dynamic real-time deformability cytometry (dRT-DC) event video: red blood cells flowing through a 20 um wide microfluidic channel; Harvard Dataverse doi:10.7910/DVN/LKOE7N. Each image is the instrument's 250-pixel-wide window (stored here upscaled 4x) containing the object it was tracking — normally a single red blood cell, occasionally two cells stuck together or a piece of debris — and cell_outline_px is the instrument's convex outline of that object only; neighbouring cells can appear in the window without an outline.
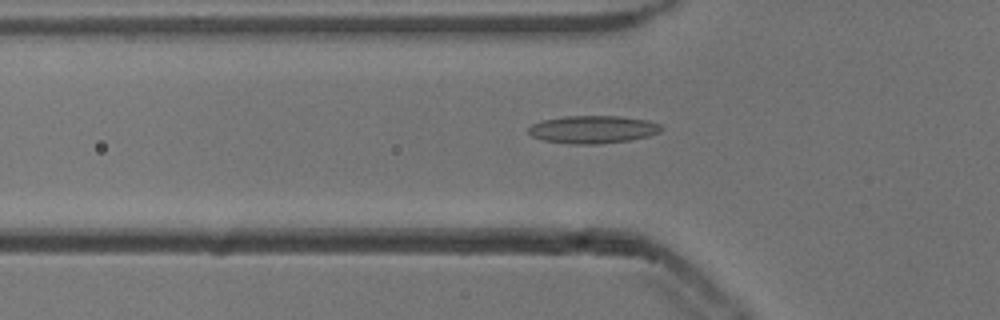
{"species": "common noctule bat (a hibernating species)", "species_latin": "Nyctalus noctula", "temperature_condition": "cold", "stored_images_in_passage": 54, "camera_frame_rate_fps": 3000, "um_per_image_px": 0.085, "animal": {"sex": "male", "body_mass_g": 13.3}, "frame": {"image": 1, "passage_image": 18, "time_ms": 5.667, "image_size_px": [1000, 320], "cell_outline_px": [[664, 128], [660, 132], [648, 136], [628, 140], [596, 144], [568, 144], [544, 140], [532, 136], [528, 132], [528, 128], [532, 124], [544, 120], [564, 116], [616, 116], [648, 120], [660, 124]], "centroid_in_image_um": [50.4, 11.0], "position_along_channel_um": 75.4, "area_um2": 21.39}}
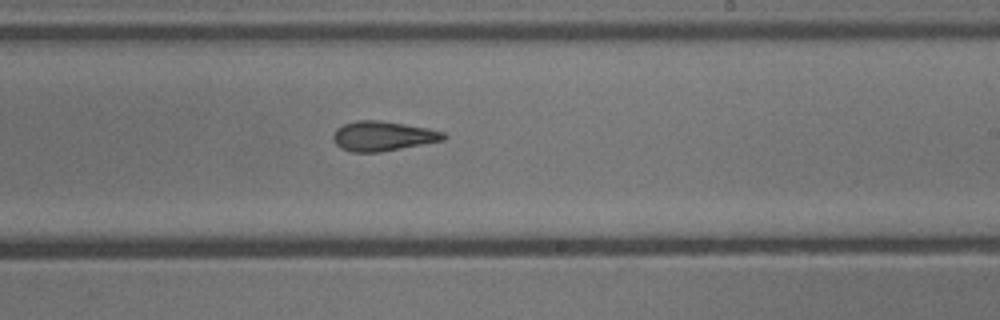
{"frame": {"image": 2, "passage_image": 32, "time_ms": 10.333, "image_size_px": [1000, 320], "cell_outline_px": [[448, 136], [444, 140], [380, 152], [352, 152], [340, 148], [332, 140], [332, 136], [336, 128], [344, 124], [356, 120], [380, 120], [404, 124], [444, 132]], "centroid_in_image_um": [32.5, 11.57], "position_along_channel_um": 256.5, "area_um2": 19.07}}
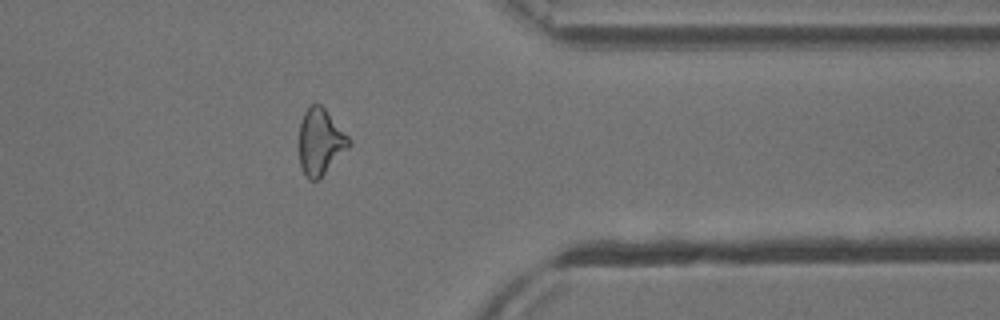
{"frame": {"image": 3, "passage_image": 43, "time_ms": 14.0, "image_size_px": [1000, 320], "cell_outline_px": [[352, 144], [316, 180], [308, 180], [300, 164], [300, 124], [304, 112], [312, 104], [320, 104], [324, 108], [352, 140]], "centroid_in_image_um": [27.24, 12.03], "position_along_channel_um": 384.2, "area_um2": 18.67}, "authors_computed_cell_mechanics": {"area_um2": 19.074, "velocity_mm_per_s": 3.8527, "shape_relaxation_time_tau1_ms": null, "shape_relaxation_time_tau2_ms": 3.5762, "deformation_change_tau1": null, "deformation_change_tau2": 0.1247}}